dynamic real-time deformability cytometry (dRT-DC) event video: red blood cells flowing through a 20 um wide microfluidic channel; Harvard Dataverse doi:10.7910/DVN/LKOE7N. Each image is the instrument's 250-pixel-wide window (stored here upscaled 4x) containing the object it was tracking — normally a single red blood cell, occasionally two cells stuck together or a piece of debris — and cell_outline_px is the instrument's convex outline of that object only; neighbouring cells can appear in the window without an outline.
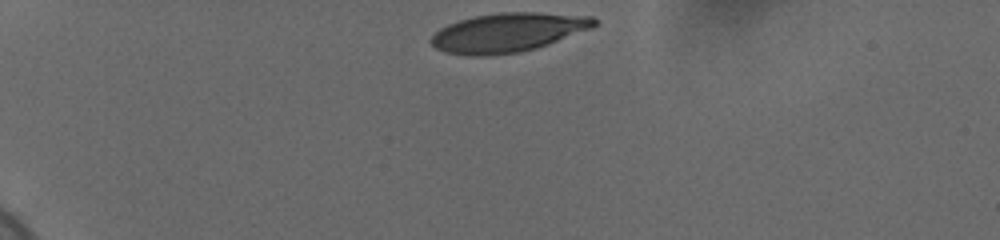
{"species": "human", "species_latin": "Homo sapiens", "temperature_condition": "cold", "stored_images_in_passage": 36, "camera_frame_rate_fps": 3000, "um_per_image_px": 0.085, "donor": {"sex": "female"}, "frame": {"image": 1, "passage_image": 1, "time_ms": 0.0, "image_size_px": [1000, 240], "cell_outline_px": [[596, 24], [592, 28], [548, 44], [536, 48], [520, 52], [488, 56], [468, 56], [448, 52], [436, 48], [428, 40], [440, 28], [448, 24], [460, 20], [476, 16], [500, 12], [540, 12], [592, 16], [596, 20]], "centroid_in_image_um": [43.17, 2.76], "position_along_channel_um": 41.8, "area_um2": 37.11}}
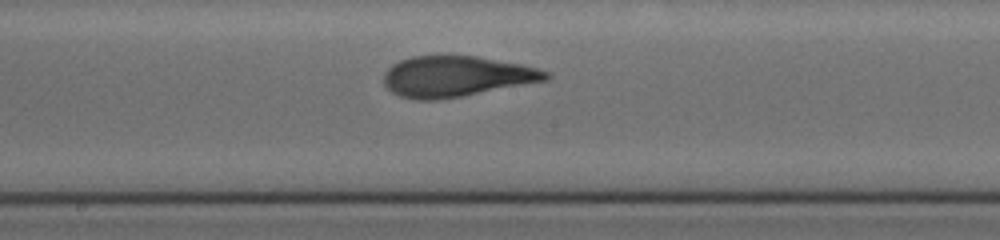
{"frame": {"image": 2, "passage_image": 20, "time_ms": 6.333, "image_size_px": [1000, 240], "cell_outline_px": [[552, 76], [548, 80], [460, 96], [436, 100], [416, 100], [400, 96], [392, 92], [384, 84], [384, 72], [392, 64], [400, 60], [412, 56], [476, 56], [520, 64], [536, 68], [548, 72]], "centroid_in_image_um": [38.76, 6.49], "position_along_channel_um": 209.4, "area_um2": 38.15}}
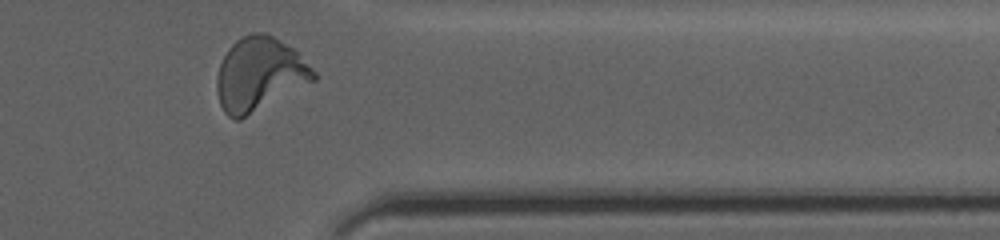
{"frame": {"image": 3, "passage_image": 35, "time_ms": 11.333, "image_size_px": [1000, 240], "cell_outline_px": [[316, 80], [240, 120], [236, 120], [228, 116], [224, 112], [220, 104], [216, 88], [216, 80], [220, 64], [228, 48], [236, 40], [252, 32], [264, 32], [272, 36], [292, 48], [316, 72]], "centroid_in_image_um": [22.03, 6.33], "position_along_channel_um": 389.4, "area_um2": 41.15}, "authors_computed_cell_mechanics": {"area_um2": 38.0613, "velocity_mm_per_s": 3.663, "shape_relaxation_time_tau1_ms": 6.2969, "shape_relaxation_time_tau2_ms": 0.9385, "deformation_change_tau1": 0.2265, "deformation_change_tau2": 0.076}}